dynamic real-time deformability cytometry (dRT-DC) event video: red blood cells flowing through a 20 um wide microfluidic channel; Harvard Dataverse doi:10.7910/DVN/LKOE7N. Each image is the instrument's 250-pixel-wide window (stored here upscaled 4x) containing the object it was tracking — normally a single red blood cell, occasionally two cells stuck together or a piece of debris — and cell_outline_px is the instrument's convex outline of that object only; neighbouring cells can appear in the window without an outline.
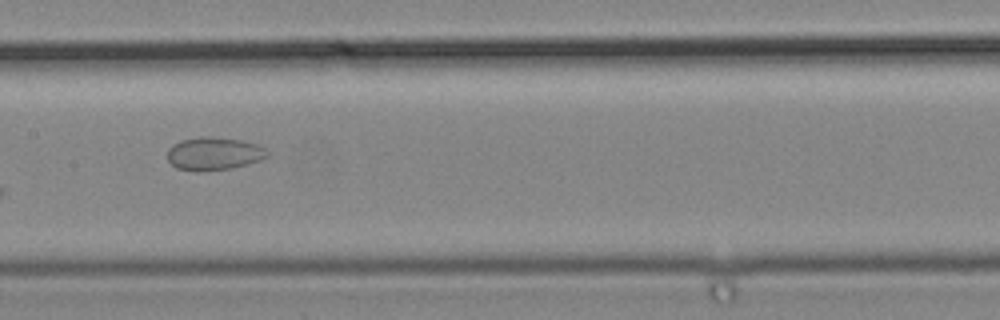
{"species": "common noctule bat (a hibernating species)", "species_latin": "Nyctalus noctula", "temperature_condition": "cold", "stored_images_in_passage": 9, "camera_frame_rate_fps": 3000, "um_per_image_px": 0.085, "animal": {"sex": "male", "body_mass_g": 19.2, "forearm_length_mm": 51.8}, "frame": {"image": 1, "passage_image": 9, "time_ms": 2.667, "image_size_px": [1000, 320], "cell_outline_px": [[268, 156], [260, 160], [248, 164], [232, 168], [200, 172], [196, 172], [176, 168], [168, 160], [168, 148], [172, 144], [180, 140], [200, 136], [212, 136], [240, 140], [256, 144], [264, 148], [268, 152]], "centroid_in_image_um": [18.15, 13.06], "position_along_channel_um": 189.3, "area_um2": 19.42}}